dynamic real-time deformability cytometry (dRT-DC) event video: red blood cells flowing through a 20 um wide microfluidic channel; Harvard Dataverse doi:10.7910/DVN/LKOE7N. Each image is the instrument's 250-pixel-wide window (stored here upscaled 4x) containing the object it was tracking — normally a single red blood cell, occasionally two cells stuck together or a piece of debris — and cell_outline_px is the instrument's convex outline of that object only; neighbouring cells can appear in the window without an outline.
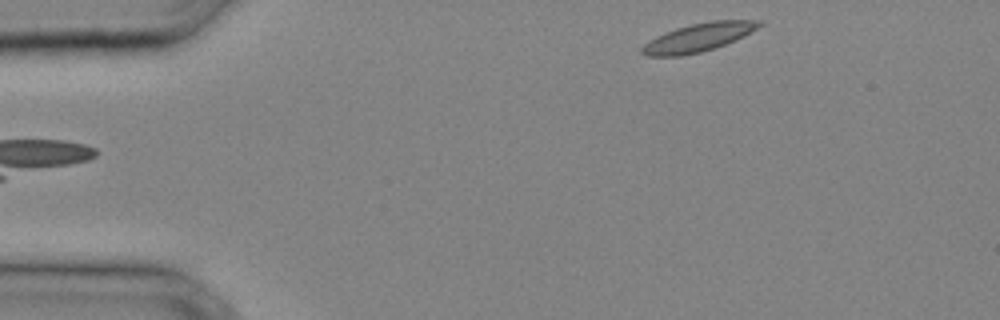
{"species": "common noctule bat (a hibernating species)", "species_latin": "Nyctalus noctula", "temperature_condition": "cold", "stored_images_in_passage": 26, "camera_frame_rate_fps": 3000, "um_per_image_px": 0.085, "animal": {"sex": "male", "body_mass_g": 20.4}, "frame": {"image": 1, "passage_image": 1, "time_ms": 0.0, "image_size_px": [1000, 320], "cell_outline_px": [[764, 24], [744, 36], [724, 44], [700, 52], [680, 56], [648, 56], [640, 52], [640, 48], [648, 40], [664, 32], [676, 28], [692, 24], [712, 20], [760, 20]], "centroid_in_image_um": [59.34, 3.17], "position_along_channel_um": 25.7, "area_um2": 19.25}}
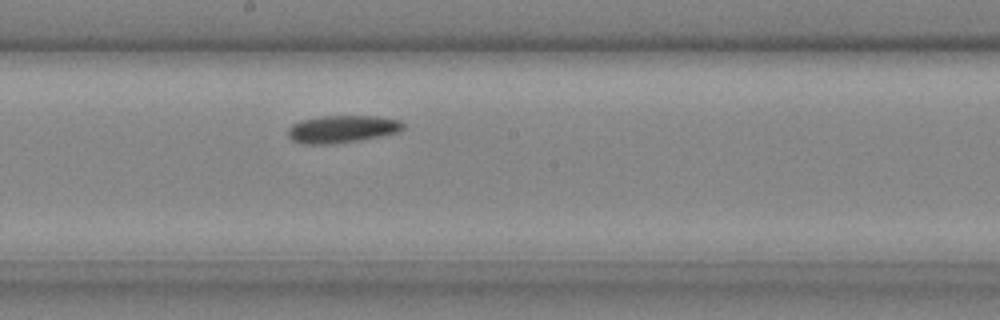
{"frame": {"image": 2, "passage_image": 15, "time_ms": 4.667, "image_size_px": [1000, 320], "cell_outline_px": [[404, 128], [400, 132], [360, 140], [328, 144], [304, 144], [292, 140], [288, 136], [288, 128], [292, 124], [300, 120], [320, 116], [380, 116], [400, 120], [404, 124]], "centroid_in_image_um": [29.09, 10.96], "position_along_channel_um": 219.1, "area_um2": 18.55}}
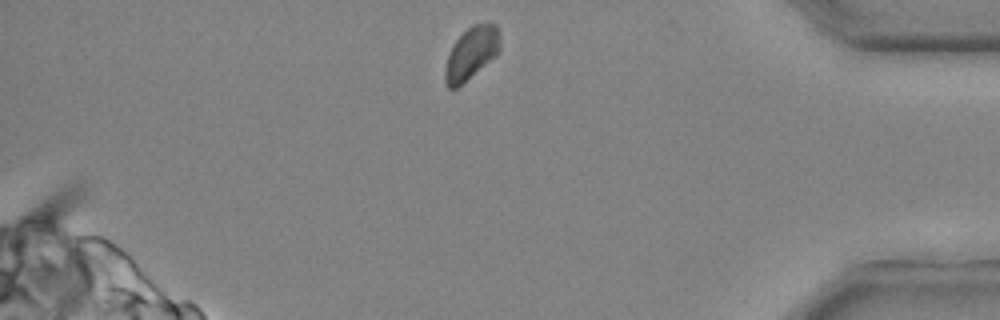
{"frame": {"image": 3, "passage_image": 26, "time_ms": 8.333, "image_size_px": [1000, 320], "cell_outline_px": [[500, 52], [496, 56], [456, 88], [448, 88], [444, 80], [444, 68], [448, 56], [456, 40], [472, 24], [496, 24], [500, 36]], "centroid_in_image_um": [40.07, 4.52], "position_along_channel_um": 395.1, "area_um2": 16.59}}